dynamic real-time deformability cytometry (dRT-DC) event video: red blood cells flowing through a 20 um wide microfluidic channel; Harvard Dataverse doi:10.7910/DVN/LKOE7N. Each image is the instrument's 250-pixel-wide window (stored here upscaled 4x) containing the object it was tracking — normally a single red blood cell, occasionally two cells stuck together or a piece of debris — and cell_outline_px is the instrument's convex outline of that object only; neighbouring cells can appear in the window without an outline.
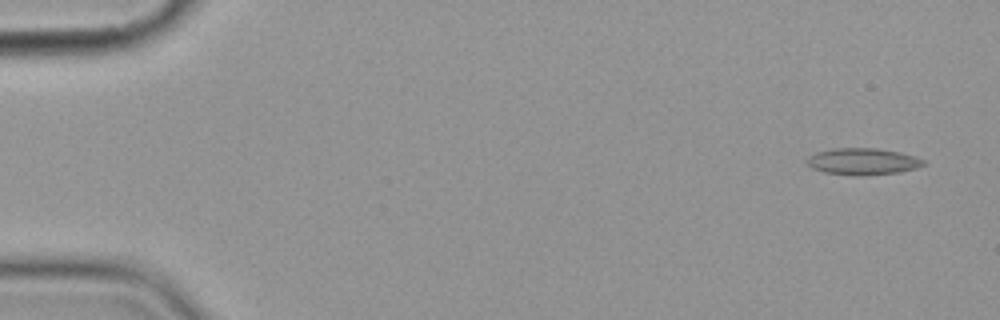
{"species": "common noctule bat (a hibernating species)", "species_latin": "Nyctalus noctula", "temperature_condition": "cold", "stored_images_in_passage": 5, "camera_frame_rate_fps": 3000, "um_per_image_px": 0.085, "animal": {"sex": "female", "body_mass_g": 19.9}, "frame": {"image": 1, "passage_image": 1, "time_ms": 0.0, "image_size_px": [1000, 320], "cell_outline_px": [[924, 164], [916, 168], [900, 172], [856, 176], [824, 172], [812, 168], [808, 164], [808, 156], [816, 152], [832, 148], [876, 148], [900, 152], [924, 160]], "centroid_in_image_um": [73.31, 13.72], "position_along_channel_um": 11.7, "area_um2": 17.98}}